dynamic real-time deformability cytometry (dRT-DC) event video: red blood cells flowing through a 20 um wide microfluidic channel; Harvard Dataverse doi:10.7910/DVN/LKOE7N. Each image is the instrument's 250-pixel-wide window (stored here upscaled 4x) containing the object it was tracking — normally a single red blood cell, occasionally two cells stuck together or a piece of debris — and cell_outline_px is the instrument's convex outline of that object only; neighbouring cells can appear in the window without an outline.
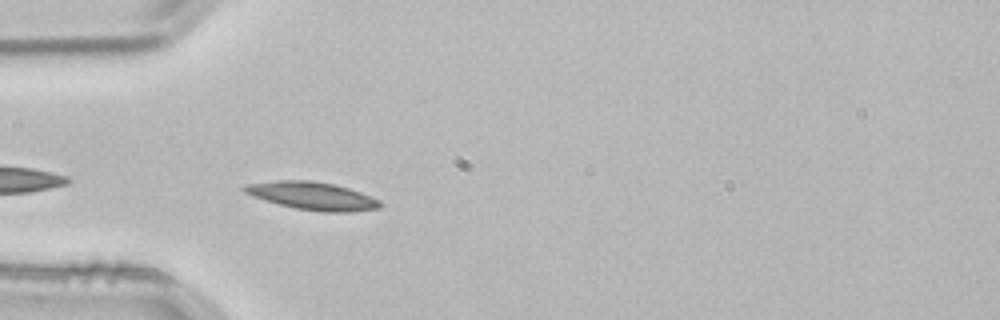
{"species": "common noctule bat (a hibernating species)", "species_latin": "Nyctalus noctula", "temperature_condition": "room temperature", "stored_images_in_passage": 3, "camera_frame_rate_fps": 3000, "um_per_image_px": 0.085, "animal": {"sex": "male", "body_mass_g": 21.5, "forearm_length_mm": 52.0}, "frame": {"image": 1, "passage_image": 3, "time_ms": 0.667, "image_size_px": [1000, 320], "cell_outline_px": [[384, 204], [380, 208], [348, 212], [324, 212], [296, 208], [280, 204], [252, 196], [244, 192], [240, 188], [244, 184], [276, 180], [312, 180], [336, 184], [360, 192], [380, 200]], "centroid_in_image_um": [26.55, 16.64], "position_along_channel_um": 58.4, "area_um2": 22.14}}